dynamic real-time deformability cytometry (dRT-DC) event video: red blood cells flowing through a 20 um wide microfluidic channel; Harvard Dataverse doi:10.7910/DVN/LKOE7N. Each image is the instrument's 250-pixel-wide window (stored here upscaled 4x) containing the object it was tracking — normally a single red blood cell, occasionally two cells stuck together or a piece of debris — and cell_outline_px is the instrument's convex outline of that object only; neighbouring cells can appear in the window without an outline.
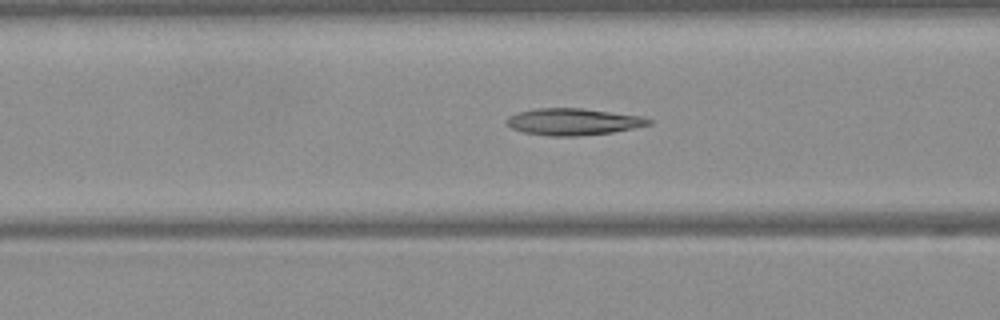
{"species": "Egyptian fruit bat (a non-hibernating species)", "species_latin": "Rousettus aegyptiacus", "temperature_condition": "warm", "stored_images_in_passage": 38, "camera_frame_rate_fps": 3000, "um_per_image_px": 0.085, "frame": {"image": 1, "passage_image": 8, "time_ms": 2.333, "image_size_px": [1000, 320], "cell_outline_px": [[652, 124], [612, 132], [576, 136], [548, 136], [524, 132], [512, 128], [504, 124], [504, 120], [508, 116], [520, 112], [536, 108], [580, 108], [644, 116], [652, 120]], "centroid_in_image_um": [48.7, 10.34], "position_along_channel_um": 117.9, "area_um2": 22.2}}
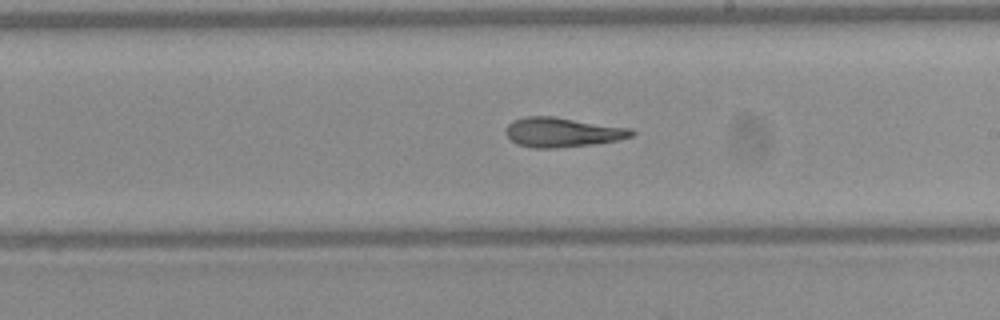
{"frame": {"image": 2, "passage_image": 17, "time_ms": 5.333, "image_size_px": [1000, 320], "cell_outline_px": [[636, 132], [632, 136], [616, 140], [592, 144], [556, 148], [532, 148], [516, 144], [504, 132], [508, 124], [512, 120], [524, 116], [556, 116], [632, 128]], "centroid_in_image_um": [47.79, 11.23], "position_along_channel_um": 241.2, "area_um2": 21.91}}
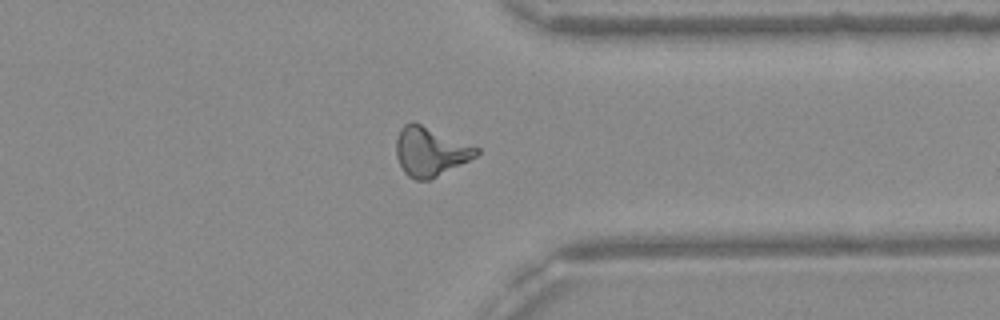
{"frame": {"image": 3, "passage_image": 27, "time_ms": 8.667, "image_size_px": [1000, 320], "cell_outline_px": [[480, 152], [476, 156], [432, 180], [416, 180], [408, 176], [404, 172], [396, 156], [396, 140], [400, 128], [404, 124], [412, 120], [480, 148]], "centroid_in_image_um": [36.56, 12.88], "position_along_channel_um": 374.8, "area_um2": 23.06}, "authors_computed_cell_mechanics": {"area_um2": 21.5883, "velocity_mm_per_s": 4.1063, "shape_relaxation_time_tau1_ms": null, "shape_relaxation_time_tau2_ms": 3.4926, "deformation_change_tau1": null, "deformation_change_tau2": 0.1395}}